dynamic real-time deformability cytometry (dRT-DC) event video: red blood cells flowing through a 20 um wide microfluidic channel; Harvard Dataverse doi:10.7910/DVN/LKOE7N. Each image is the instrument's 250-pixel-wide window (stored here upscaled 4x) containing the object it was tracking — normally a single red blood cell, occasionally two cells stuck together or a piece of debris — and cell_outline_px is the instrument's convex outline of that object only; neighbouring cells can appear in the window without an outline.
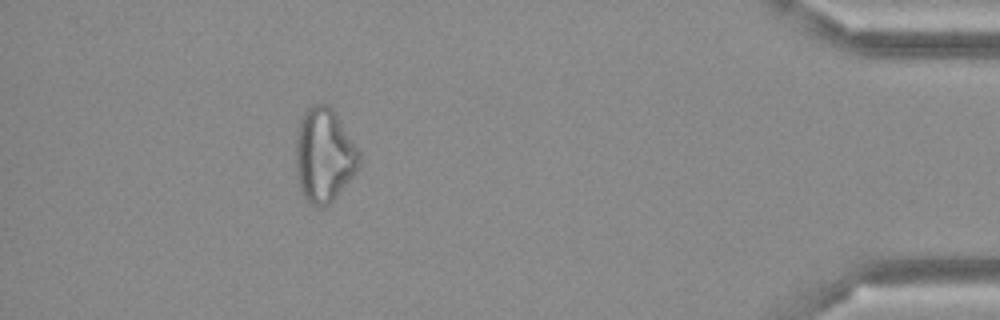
{"species": "Egyptian fruit bat (a non-hibernating species)", "species_latin": "Rousettus aegyptiacus", "temperature_condition": "cold", "stored_images_in_passage": 38, "camera_frame_rate_fps": 3000, "um_per_image_px": 0.085, "frame": {"image": 1, "passage_image": 33, "time_ms": 10.667, "image_size_px": [1000, 320], "cell_outline_px": [[360, 164], [356, 172], [332, 200], [324, 208], [316, 208], [304, 196], [300, 188], [296, 172], [296, 136], [300, 120], [304, 112], [308, 108], [316, 104], [328, 104], [332, 108], [360, 152]], "centroid_in_image_um": [27.54, 13.2], "position_along_channel_um": 407.7, "area_um2": 34.45}}